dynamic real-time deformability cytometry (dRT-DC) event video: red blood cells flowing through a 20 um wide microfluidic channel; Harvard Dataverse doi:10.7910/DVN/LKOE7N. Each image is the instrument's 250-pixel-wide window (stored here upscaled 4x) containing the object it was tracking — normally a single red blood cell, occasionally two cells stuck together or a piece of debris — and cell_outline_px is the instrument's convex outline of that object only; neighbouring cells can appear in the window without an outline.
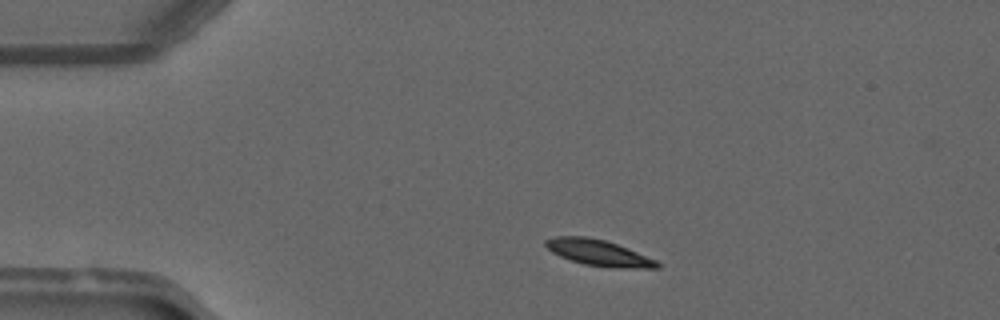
{"species": "common noctule bat (a hibernating species)", "species_latin": "Nyctalus noctula", "temperature_condition": "warm", "stored_images_in_passage": 7, "camera_frame_rate_fps": 3000, "um_per_image_px": 0.085, "animal": {"sex": "male", "forearm_length_mm": 52.5}, "frame": {"image": 1, "passage_image": 5, "time_ms": 1.333, "image_size_px": [1000, 320], "cell_outline_px": [[660, 268], [612, 268], [584, 264], [560, 256], [552, 252], [544, 244], [544, 240], [556, 236], [588, 236], [604, 240], [628, 248], [656, 260], [660, 264]], "centroid_in_image_um": [50.88, 21.48], "position_along_channel_um": 34.1, "area_um2": 16.88}}